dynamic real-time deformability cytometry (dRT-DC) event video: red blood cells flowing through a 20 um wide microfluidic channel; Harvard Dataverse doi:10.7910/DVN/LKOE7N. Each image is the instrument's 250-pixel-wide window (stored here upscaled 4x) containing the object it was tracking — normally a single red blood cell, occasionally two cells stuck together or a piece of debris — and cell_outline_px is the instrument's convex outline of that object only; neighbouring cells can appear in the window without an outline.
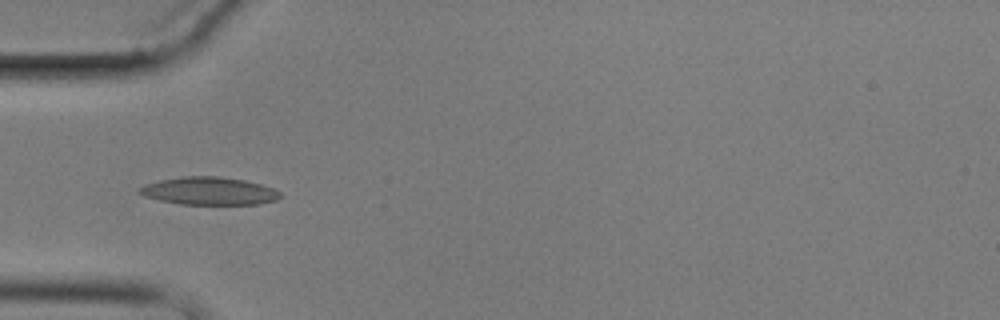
{"species": "common noctule bat (a hibernating species)", "species_latin": "Nyctalus noctula", "temperature_condition": "cold", "stored_images_in_passage": 6, "camera_frame_rate_fps": 3000, "um_per_image_px": 0.085, "animal": {"sex": "male", "body_mass_g": 17.9}, "frame": {"image": 1, "passage_image": 5, "time_ms": 4.667, "image_size_px": [1000, 320], "cell_outline_px": [[280, 196], [276, 200], [260, 204], [180, 204], [160, 200], [144, 196], [136, 192], [136, 188], [144, 184], [160, 180], [184, 176], [216, 176], [244, 180], [260, 184], [272, 188], [280, 192]], "centroid_in_image_um": [17.71, 16.23], "position_along_channel_um": 67.3, "area_um2": 22.77}}
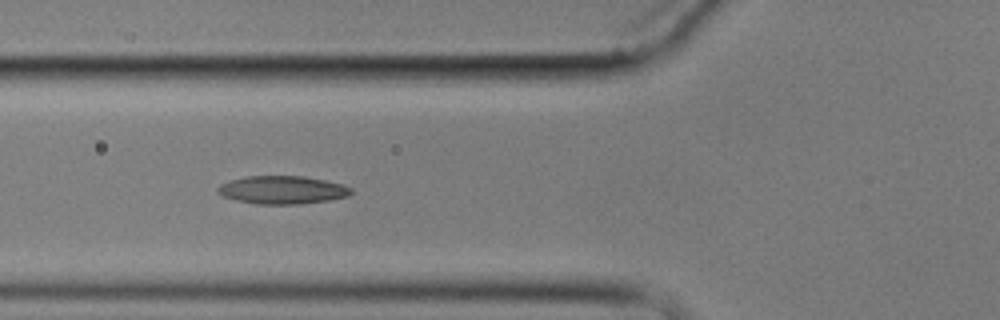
{"frame": {"image": 2, "passage_image": 6, "time_ms": 5.667, "image_size_px": [1000, 320], "cell_outline_px": [[352, 192], [348, 196], [328, 200], [300, 204], [256, 204], [236, 200], [224, 196], [216, 192], [216, 188], [220, 184], [232, 180], [248, 176], [304, 176], [324, 180], [340, 184], [352, 188]], "centroid_in_image_um": [23.98, 16.14], "position_along_channel_um": 101.8, "area_um2": 21.68}}